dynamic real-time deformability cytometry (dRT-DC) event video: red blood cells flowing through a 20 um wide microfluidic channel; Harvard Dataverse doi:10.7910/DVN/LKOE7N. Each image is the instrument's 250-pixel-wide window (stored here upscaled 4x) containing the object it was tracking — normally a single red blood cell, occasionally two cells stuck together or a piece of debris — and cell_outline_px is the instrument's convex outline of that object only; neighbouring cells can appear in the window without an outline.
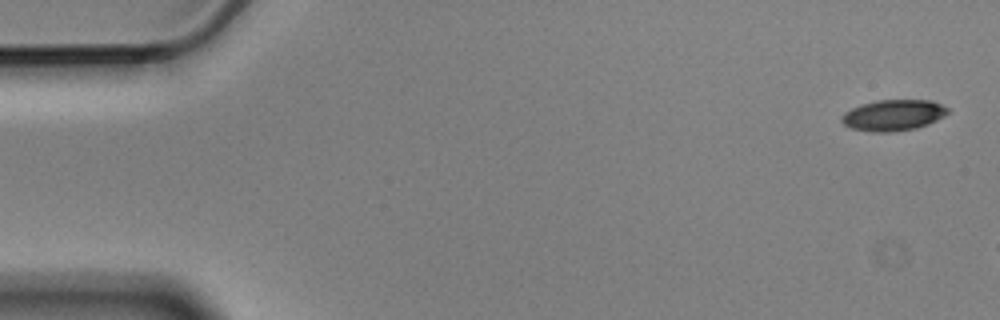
{"species": "Egyptian fruit bat (a non-hibernating species)", "species_latin": "Rousettus aegyptiacus", "temperature_condition": "cold", "stored_images_in_passage": 3, "camera_frame_rate_fps": 3000, "um_per_image_px": 0.085, "animal": {"sex": "male"}, "frame": {"image": 1, "passage_image": 1, "time_ms": 0.0, "image_size_px": [1000, 320], "cell_outline_px": [[948, 112], [944, 116], [928, 124], [916, 128], [892, 132], [872, 132], [852, 128], [844, 124], [840, 120], [840, 116], [844, 112], [860, 104], [876, 100], [932, 100], [948, 108]], "centroid_in_image_um": [75.9, 9.79], "position_along_channel_um": 9.1, "area_um2": 19.25}}